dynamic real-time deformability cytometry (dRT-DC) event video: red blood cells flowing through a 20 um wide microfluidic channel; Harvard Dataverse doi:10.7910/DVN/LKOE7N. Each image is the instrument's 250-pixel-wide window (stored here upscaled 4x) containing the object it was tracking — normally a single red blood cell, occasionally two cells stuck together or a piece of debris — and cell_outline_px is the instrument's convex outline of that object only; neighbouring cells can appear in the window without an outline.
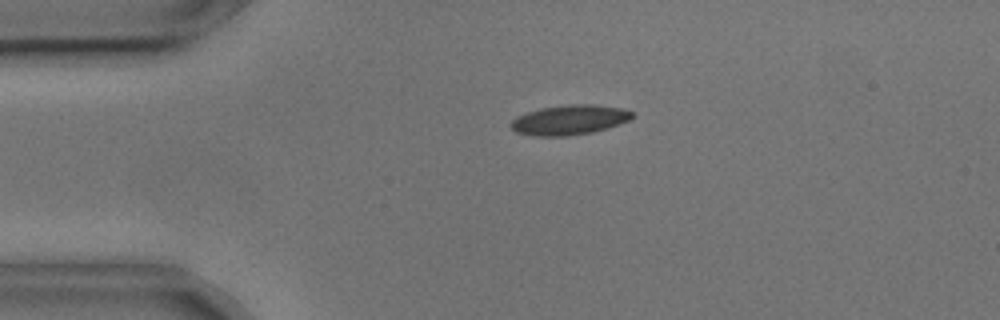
{"species": "common noctule bat (a hibernating species)", "species_latin": "Nyctalus noctula", "temperature_condition": "cold", "stored_images_in_passage": 2, "camera_frame_rate_fps": 3000, "um_per_image_px": 0.085, "animal": {"sex": "male", "body_mass_g": 17.9, "forearm_length_mm": 54.2}, "frame": {"image": 1, "passage_image": 1, "time_ms": 0.0, "image_size_px": [1000, 320], "cell_outline_px": [[636, 116], [620, 124], [592, 132], [568, 136], [532, 136], [516, 132], [508, 124], [516, 116], [540, 108], [572, 104], [596, 104], [620, 108], [632, 112]], "centroid_in_image_um": [48.38, 10.19], "position_along_channel_um": 36.6, "area_um2": 21.15}}